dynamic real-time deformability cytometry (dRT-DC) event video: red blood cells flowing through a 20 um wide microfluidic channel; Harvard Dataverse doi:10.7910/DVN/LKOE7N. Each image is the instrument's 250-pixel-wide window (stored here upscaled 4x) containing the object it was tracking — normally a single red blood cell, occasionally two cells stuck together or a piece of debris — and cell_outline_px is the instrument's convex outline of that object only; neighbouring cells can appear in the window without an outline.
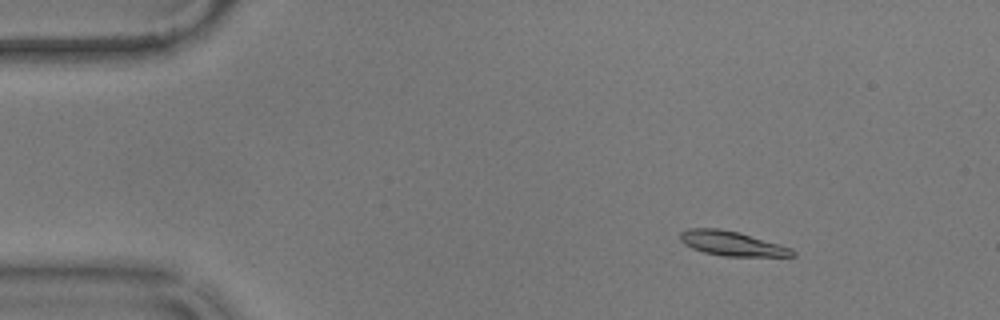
{"species": "common noctule bat (a hibernating species)", "species_latin": "Nyctalus noctula", "temperature_condition": "warm", "stored_images_in_passage": 16, "camera_frame_rate_fps": 3000, "um_per_image_px": 0.085, "animal": {"sex": "male", "body_mass_g": 17.9}, "frame": {"image": 1, "passage_image": 6, "time_ms": 1.667, "image_size_px": [1000, 320], "cell_outline_px": [[796, 256], [724, 256], [704, 252], [692, 248], [684, 244], [680, 240], [680, 232], [688, 228], [716, 228], [736, 232], [792, 248], [796, 252]], "centroid_in_image_um": [62.18, 20.7], "position_along_channel_um": 22.8, "area_um2": 15.78}}